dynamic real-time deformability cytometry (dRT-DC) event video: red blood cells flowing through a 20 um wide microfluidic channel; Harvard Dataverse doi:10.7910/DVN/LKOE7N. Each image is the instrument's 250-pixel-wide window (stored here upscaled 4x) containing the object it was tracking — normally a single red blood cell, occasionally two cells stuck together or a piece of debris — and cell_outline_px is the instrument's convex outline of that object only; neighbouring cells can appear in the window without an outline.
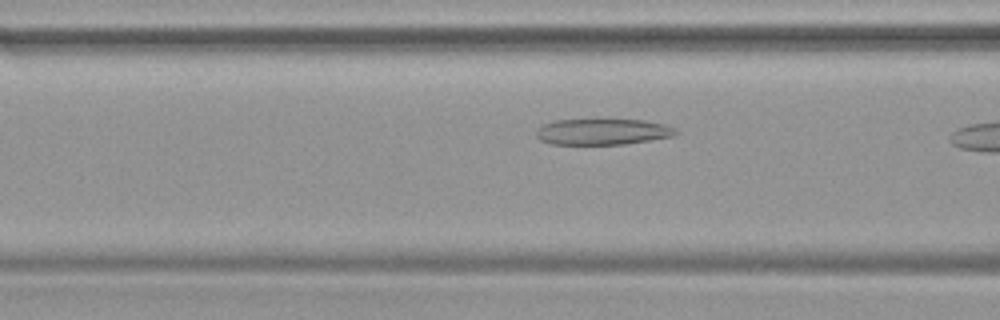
{"species": "common noctule bat (a hibernating species)", "species_latin": "Nyctalus noctula", "temperature_condition": "warm", "stored_images_in_passage": 10, "camera_frame_rate_fps": 3000, "um_per_image_px": 0.085, "animal": {"sex": "female", "body_mass_g": 19.9}, "frame": {"image": 1, "passage_image": 8, "time_ms": 2.333, "image_size_px": [1000, 320], "cell_outline_px": [[680, 132], [672, 136], [624, 144], [552, 144], [540, 140], [536, 136], [536, 128], [544, 124], [556, 120], [644, 120], [664, 124], [676, 128]], "centroid_in_image_um": [51.21, 11.2], "position_along_channel_um": 115.4, "area_um2": 21.04}}